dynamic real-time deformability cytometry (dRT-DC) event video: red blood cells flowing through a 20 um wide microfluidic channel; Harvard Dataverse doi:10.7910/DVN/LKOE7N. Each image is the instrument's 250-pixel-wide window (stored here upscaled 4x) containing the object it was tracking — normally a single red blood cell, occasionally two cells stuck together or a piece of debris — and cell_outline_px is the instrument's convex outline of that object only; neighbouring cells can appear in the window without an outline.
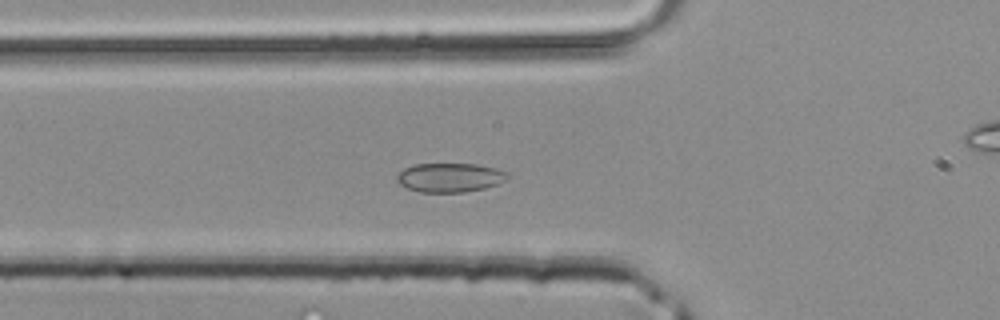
{"species": "common noctule bat (a hibernating species)", "species_latin": "Nyctalus noctula", "temperature_condition": "room temperature", "stored_images_in_passage": 42, "camera_frame_rate_fps": 3000, "um_per_image_px": 0.085, "animal": {"sex": "male", "body_mass_g": 20.4}, "frame": {"image": 1, "passage_image": 13, "time_ms": 4.0, "image_size_px": [1000, 320], "cell_outline_px": [[508, 176], [504, 180], [496, 184], [484, 188], [464, 192], [420, 192], [408, 188], [400, 184], [396, 180], [396, 176], [404, 168], [412, 164], [476, 164], [496, 168], [508, 172]], "centroid_in_image_um": [38.21, 15.08], "position_along_channel_um": 87.6, "area_um2": 18.67}}
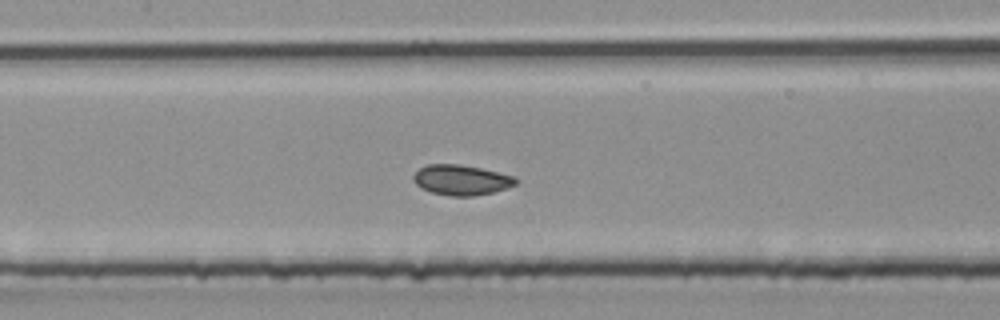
{"frame": {"image": 2, "passage_image": 18, "time_ms": 5.667, "image_size_px": [1000, 320], "cell_outline_px": [[516, 184], [508, 188], [492, 192], [472, 196], [452, 196], [432, 192], [420, 188], [412, 180], [412, 176], [420, 168], [428, 164], [460, 164], [480, 168], [516, 176]], "centroid_in_image_um": [39.2, 15.29], "position_along_channel_um": 168.2, "area_um2": 18.03}}
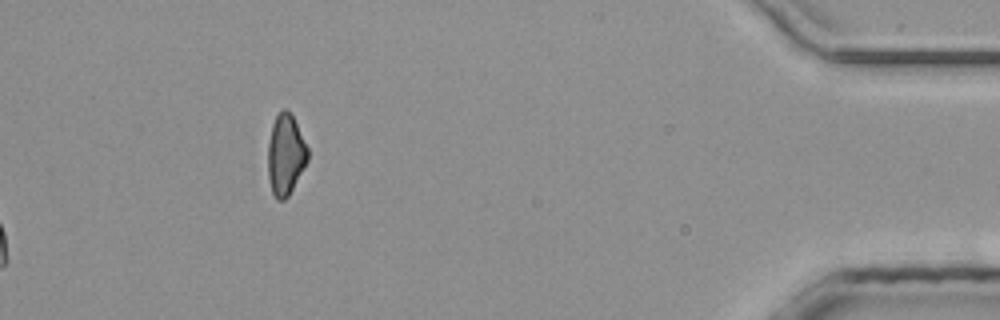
{"frame": {"image": 3, "passage_image": 42, "time_ms": 13.667, "image_size_px": [1000, 320], "cell_outline_px": [[308, 160], [304, 168], [288, 196], [284, 200], [276, 200], [272, 192], [268, 176], [268, 144], [272, 124], [276, 116], [284, 108], [292, 116], [308, 148]], "centroid_in_image_um": [24.26, 13.18], "position_along_channel_um": 410.9, "area_um2": 18.5}}